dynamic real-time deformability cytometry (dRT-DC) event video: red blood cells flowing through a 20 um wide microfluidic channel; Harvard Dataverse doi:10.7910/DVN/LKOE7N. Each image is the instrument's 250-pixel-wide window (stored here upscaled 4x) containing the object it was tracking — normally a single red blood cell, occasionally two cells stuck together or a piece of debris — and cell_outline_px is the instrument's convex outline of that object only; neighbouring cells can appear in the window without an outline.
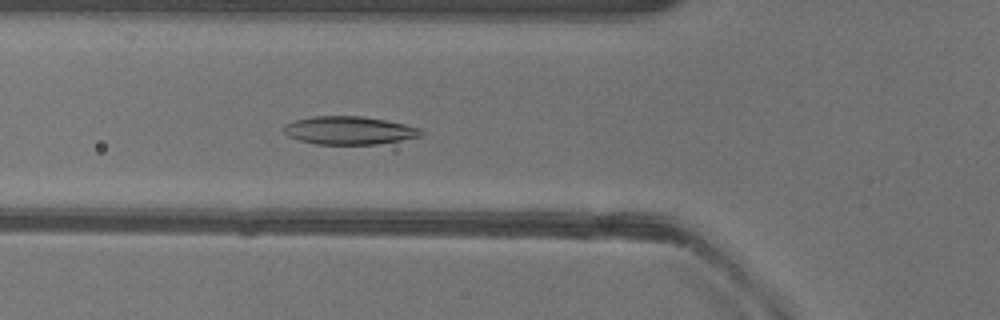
{"species": "common noctule bat (a hibernating species)", "species_latin": "Nyctalus noctula", "temperature_condition": "warm", "stored_images_in_passage": 22, "camera_frame_rate_fps": 3000, "um_per_image_px": 0.085, "animal": {"sex": "female"}, "frame": {"image": 1, "passage_image": 7, "time_ms": 2.0, "image_size_px": [1000, 320], "cell_outline_px": [[424, 132], [420, 136], [400, 140], [376, 144], [316, 144], [300, 140], [288, 136], [284, 132], [284, 128], [288, 124], [296, 120], [312, 116], [360, 116], [384, 120], [404, 124], [420, 128]], "centroid_in_image_um": [29.69, 11.08], "position_along_channel_um": 96.1, "area_um2": 22.14}}
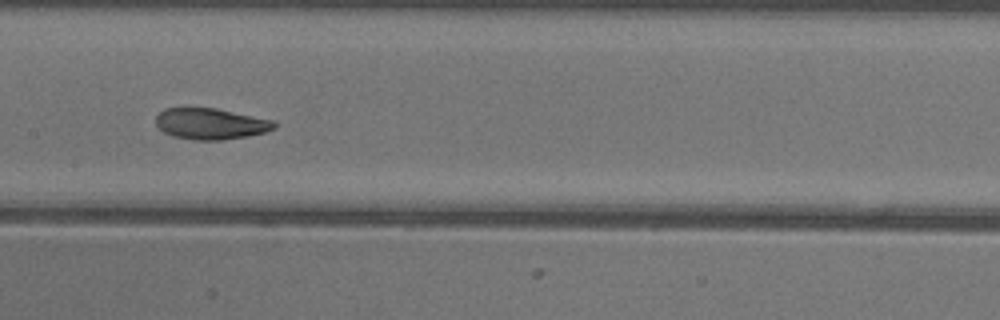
{"frame": {"image": 2, "passage_image": 14, "time_ms": 4.333, "image_size_px": [1000, 320], "cell_outline_px": [[276, 128], [264, 132], [248, 136], [220, 140], [192, 140], [172, 136], [164, 132], [156, 124], [156, 116], [164, 108], [184, 104], [216, 108], [276, 120]], "centroid_in_image_um": [17.87, 10.47], "position_along_channel_um": 189.5, "area_um2": 22.37}}
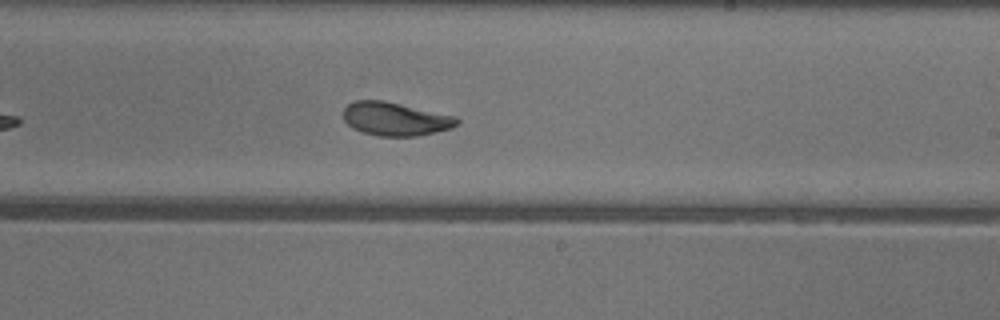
{"frame": {"image": 3, "passage_image": 19, "time_ms": 6.0, "image_size_px": [1000, 320], "cell_outline_px": [[460, 124], [452, 128], [436, 132], [416, 136], [380, 136], [364, 132], [352, 128], [344, 120], [344, 108], [348, 104], [356, 100], [384, 100], [456, 116], [460, 120]], "centroid_in_image_um": [33.64, 10.1], "position_along_channel_um": 255.4, "area_um2": 22.2}}